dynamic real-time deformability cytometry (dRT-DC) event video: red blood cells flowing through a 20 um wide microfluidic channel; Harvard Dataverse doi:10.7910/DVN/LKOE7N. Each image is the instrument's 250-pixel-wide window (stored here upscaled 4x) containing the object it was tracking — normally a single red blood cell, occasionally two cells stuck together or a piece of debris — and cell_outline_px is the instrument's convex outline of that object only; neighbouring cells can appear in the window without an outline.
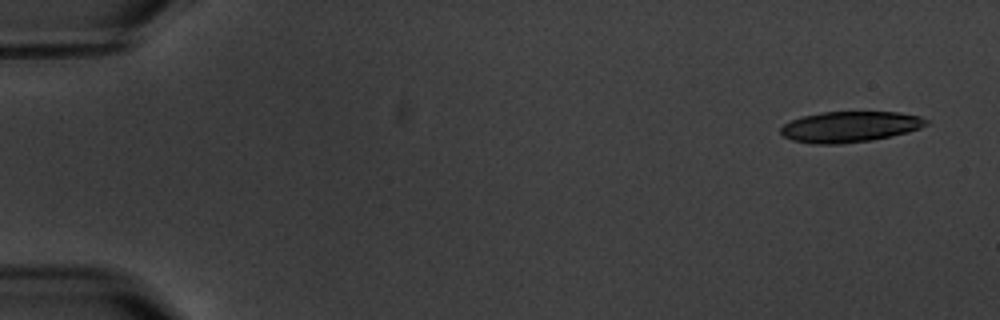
{"species": "common noctule bat (a hibernating species)", "species_latin": "Nyctalus noctula", "temperature_condition": "warm", "stored_images_in_passage": 5, "camera_frame_rate_fps": 3000, "um_per_image_px": 0.085, "animal": {"sex": "male", "body_mass_g": 20.1, "forearm_length_mm": 53.5}, "frame": {"image": 1, "passage_image": 1, "time_ms": 0.0, "image_size_px": [1000, 320], "cell_outline_px": [[928, 124], [920, 128], [908, 132], [872, 140], [840, 144], [812, 144], [792, 140], [784, 136], [780, 132], [780, 128], [784, 124], [792, 120], [804, 116], [824, 112], [900, 112], [920, 116], [928, 120]], "centroid_in_image_um": [72.25, 10.78], "position_along_channel_um": 12.7, "area_um2": 26.07}}